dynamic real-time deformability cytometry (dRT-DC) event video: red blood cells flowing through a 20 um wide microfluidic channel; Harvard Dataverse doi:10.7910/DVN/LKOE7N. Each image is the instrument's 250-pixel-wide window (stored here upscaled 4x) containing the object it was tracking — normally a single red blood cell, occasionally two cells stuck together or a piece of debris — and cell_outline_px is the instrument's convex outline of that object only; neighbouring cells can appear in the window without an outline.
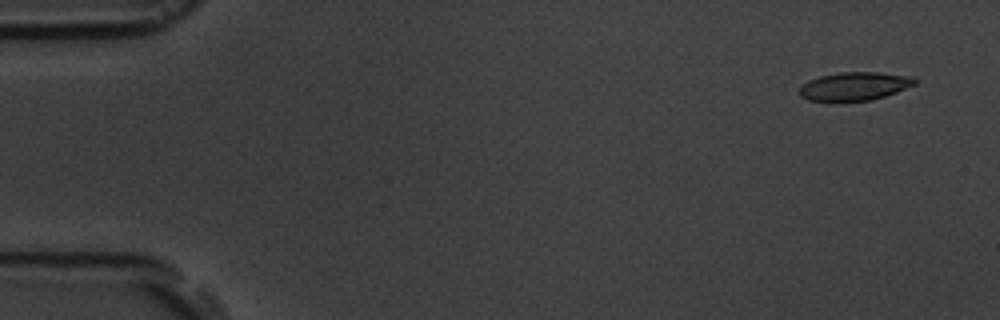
{"species": "common noctule bat (a hibernating species)", "species_latin": "Nyctalus noctula", "temperature_condition": "room temperature", "stored_images_in_passage": 5, "camera_frame_rate_fps": 3000, "um_per_image_px": 0.085, "animal": {"sex": "male", "body_mass_g": 19.5, "forearm_length_mm": 54.6}, "frame": {"image": 1, "passage_image": 1, "time_ms": 0.0, "image_size_px": [1000, 320], "cell_outline_px": [[916, 84], [896, 92], [872, 100], [832, 104], [808, 100], [800, 96], [800, 88], [808, 80], [820, 76], [840, 72], [880, 72], [912, 76], [916, 80]], "centroid_in_image_um": [72.59, 7.37], "position_along_channel_um": 12.4, "area_um2": 19.71}}
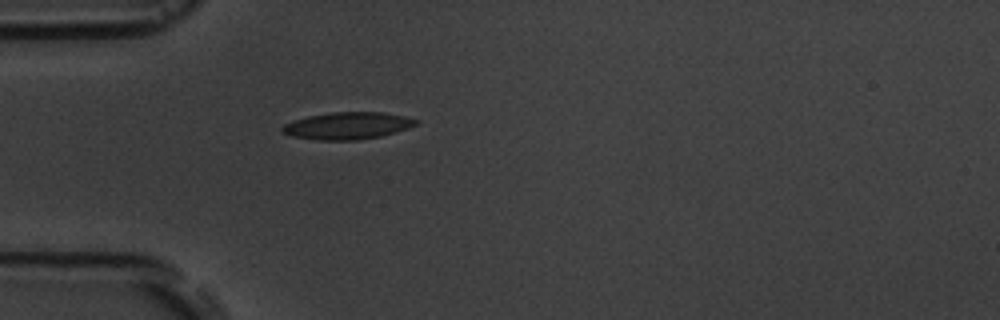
{"frame": {"image": 2, "passage_image": 5, "time_ms": 4.333, "image_size_px": [1000, 320], "cell_outline_px": [[420, 120], [416, 124], [396, 132], [380, 136], [356, 140], [316, 140], [292, 136], [280, 132], [280, 128], [284, 124], [308, 116], [332, 112], [384, 112], [404, 116]], "centroid_in_image_um": [29.51, 10.68], "position_along_channel_um": 55.5, "area_um2": 21.04}}